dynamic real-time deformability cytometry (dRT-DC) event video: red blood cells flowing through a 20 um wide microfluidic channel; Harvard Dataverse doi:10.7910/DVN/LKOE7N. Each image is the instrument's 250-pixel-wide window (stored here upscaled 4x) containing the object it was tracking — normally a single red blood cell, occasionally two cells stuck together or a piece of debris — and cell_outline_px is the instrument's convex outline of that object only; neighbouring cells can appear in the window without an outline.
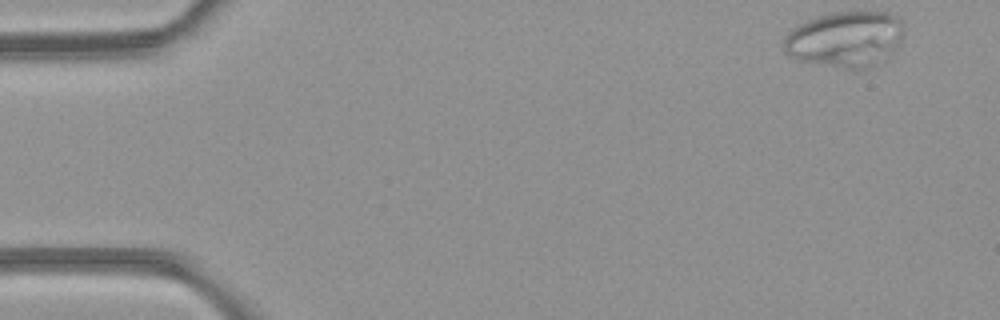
{"species": "common noctule bat (a hibernating species)", "species_latin": "Nyctalus noctula", "temperature_condition": "room temperature", "stored_images_in_passage": 11, "camera_frame_rate_fps": 3000, "um_per_image_px": 0.085, "animal": {"sex": "female", "body_mass_g": 21.9}, "frame": {"image": 1, "passage_image": 1, "time_ms": 0.0, "image_size_px": [1000, 320], "cell_outline_px": [[904, 24], [900, 44], [888, 56], [852, 72], [796, 60], [788, 56], [784, 52], [784, 40], [788, 32], [792, 28], [816, 16], [832, 12], [884, 12], [896, 16]], "centroid_in_image_um": [71.8, 3.35], "position_along_channel_um": 13.2, "area_um2": 39.36}}